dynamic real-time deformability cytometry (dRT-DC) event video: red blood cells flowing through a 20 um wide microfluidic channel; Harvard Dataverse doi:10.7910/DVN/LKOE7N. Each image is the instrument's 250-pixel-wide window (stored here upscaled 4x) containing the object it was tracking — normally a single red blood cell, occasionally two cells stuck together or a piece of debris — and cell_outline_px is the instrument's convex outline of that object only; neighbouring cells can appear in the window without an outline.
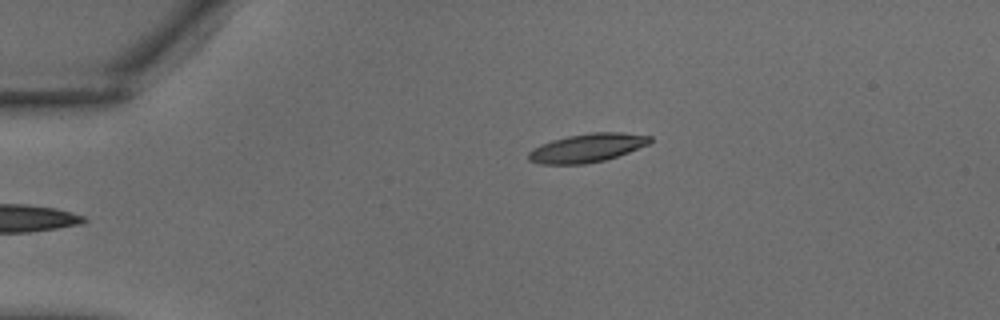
{"species": "common noctule bat (a hibernating species)", "species_latin": "Nyctalus noctula", "temperature_condition": "warm", "stored_images_in_passage": 30, "camera_frame_rate_fps": 3000, "um_per_image_px": 0.085, "animal": {"sex": "male", "body_mass_g": 18.8}, "frame": {"image": 1, "passage_image": 1, "time_ms": 0.0, "image_size_px": [1000, 320], "cell_outline_px": [[652, 140], [648, 144], [628, 152], [604, 160], [584, 164], [540, 164], [528, 160], [528, 152], [532, 148], [540, 144], [552, 140], [568, 136], [592, 132], [620, 132], [652, 136]], "centroid_in_image_um": [49.87, 12.57], "position_along_channel_um": 35.1, "area_um2": 20.17}}
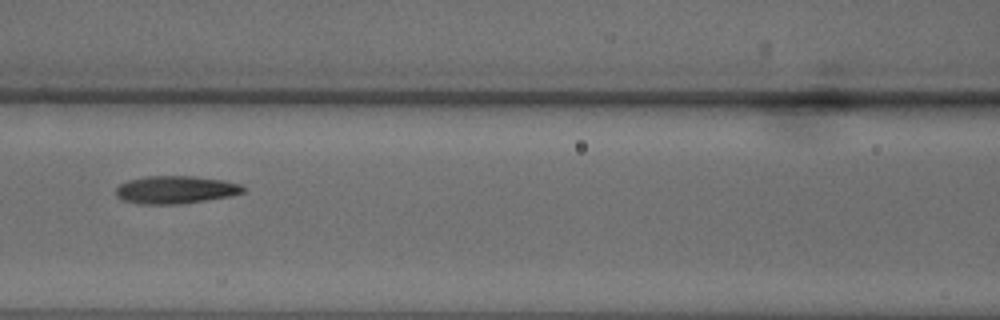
{"frame": {"image": 2, "passage_image": 10, "time_ms": 3.0, "image_size_px": [1000, 320], "cell_outline_px": [[244, 192], [232, 196], [184, 204], [136, 204], [124, 200], [116, 196], [116, 188], [120, 184], [128, 180], [148, 176], [196, 176], [224, 180], [240, 184], [244, 188]], "centroid_in_image_um": [14.94, 16.13], "position_along_channel_um": 151.7, "area_um2": 20.81}}
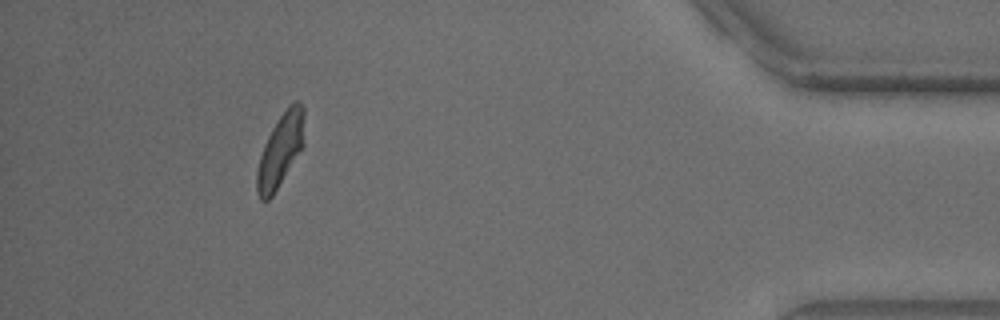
{"frame": {"image": 3, "passage_image": 27, "time_ms": 8.667, "image_size_px": [1000, 320], "cell_outline_px": [[304, 144], [272, 196], [268, 200], [260, 200], [256, 192], [256, 172], [260, 156], [264, 144], [272, 128], [288, 104], [292, 100], [300, 100], [304, 108]], "centroid_in_image_um": [23.84, 12.72], "position_along_channel_um": 411.4, "area_um2": 20.17}}